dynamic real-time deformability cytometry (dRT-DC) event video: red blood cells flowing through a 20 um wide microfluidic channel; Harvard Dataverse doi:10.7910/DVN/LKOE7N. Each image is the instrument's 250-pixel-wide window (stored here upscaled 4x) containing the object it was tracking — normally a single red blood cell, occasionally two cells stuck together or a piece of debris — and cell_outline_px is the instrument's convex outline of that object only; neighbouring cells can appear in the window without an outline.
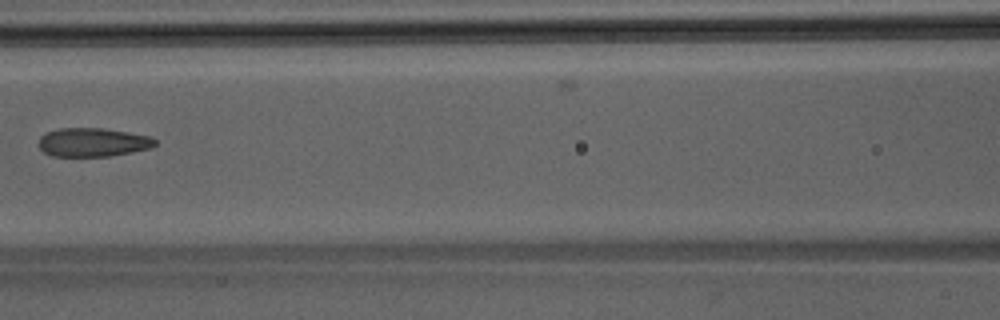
{"species": "Egyptian fruit bat (a non-hibernating species)", "species_latin": "Rousettus aegyptiacus", "temperature_condition": "room temperature", "stored_images_in_passage": 6, "camera_frame_rate_fps": 3000, "um_per_image_px": 0.085, "animal": {"sex": "male"}, "frame": {"image": 1, "passage_image": 6, "time_ms": 1.667, "image_size_px": [1000, 320], "cell_outline_px": [[156, 144], [148, 148], [132, 152], [108, 156], [52, 156], [44, 152], [40, 148], [40, 136], [44, 132], [60, 128], [104, 128], [152, 136], [156, 140]], "centroid_in_image_um": [7.88, 12.08], "position_along_channel_um": 158.7, "area_um2": 19.48}}